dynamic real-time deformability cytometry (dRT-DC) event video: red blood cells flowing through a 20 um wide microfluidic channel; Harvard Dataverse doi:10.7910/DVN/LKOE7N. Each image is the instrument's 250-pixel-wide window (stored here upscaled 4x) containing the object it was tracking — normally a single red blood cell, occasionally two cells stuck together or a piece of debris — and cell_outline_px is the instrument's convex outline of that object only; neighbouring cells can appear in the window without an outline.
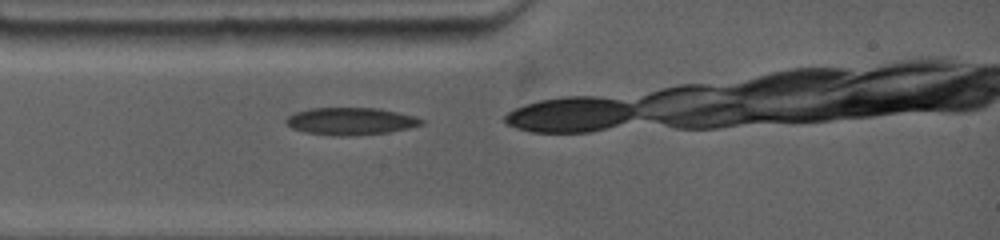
{"species": "common noctule bat (a hibernating species)", "species_latin": "Nyctalus noctula", "temperature_condition": "warm", "stored_images_in_passage": 2, "camera_frame_rate_fps": 4500, "um_per_image_px": 0.085, "animal": {"sex": "female", "body_mass_g": 19.0, "forearm_length_mm": 53.3}, "frame": {"image": 1, "passage_image": 2, "time_ms": 0.444, "image_size_px": [1000, 240], "cell_outline_px": [[424, 124], [412, 128], [388, 132], [344, 136], [304, 132], [292, 128], [284, 124], [284, 120], [288, 116], [296, 112], [308, 108], [380, 108], [416, 116], [424, 120]], "centroid_in_image_um": [29.82, 10.29], "position_along_channel_um": 55.2, "area_um2": 21.68}}